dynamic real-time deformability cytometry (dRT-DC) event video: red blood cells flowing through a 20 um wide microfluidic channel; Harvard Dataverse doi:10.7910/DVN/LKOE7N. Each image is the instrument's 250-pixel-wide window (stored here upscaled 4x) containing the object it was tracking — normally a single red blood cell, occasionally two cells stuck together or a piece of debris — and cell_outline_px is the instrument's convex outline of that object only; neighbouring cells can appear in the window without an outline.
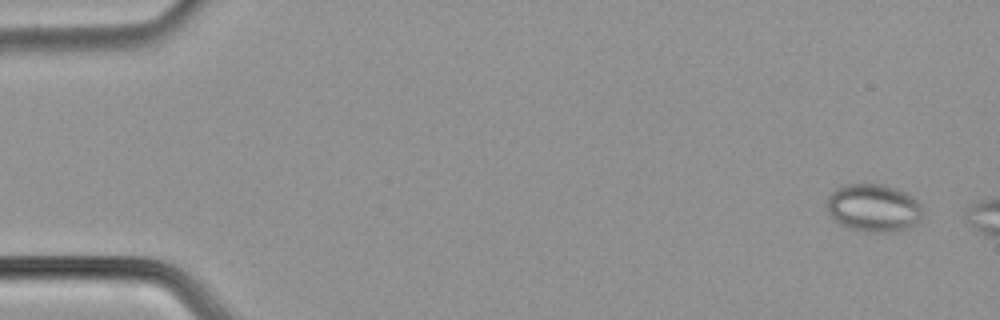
{"species": "common noctule bat (a hibernating species)", "species_latin": "Nyctalus noctula", "temperature_condition": "cold", "stored_images_in_passage": 13, "camera_frame_rate_fps": 3000, "um_per_image_px": 0.085, "animal": {"sex": "male", "body_mass_g": 21.5, "forearm_length_mm": 52.0}, "frame": {"image": 1, "passage_image": 1, "time_ms": 0.0, "image_size_px": [1000, 320], "cell_outline_px": [[924, 212], [920, 220], [916, 224], [900, 232], [864, 232], [848, 228], [840, 224], [828, 212], [828, 196], [836, 188], [844, 184], [884, 184], [896, 188], [912, 196], [920, 204]], "centroid_in_image_um": [74.29, 17.68], "position_along_channel_um": 10.7, "area_um2": 26.99}}